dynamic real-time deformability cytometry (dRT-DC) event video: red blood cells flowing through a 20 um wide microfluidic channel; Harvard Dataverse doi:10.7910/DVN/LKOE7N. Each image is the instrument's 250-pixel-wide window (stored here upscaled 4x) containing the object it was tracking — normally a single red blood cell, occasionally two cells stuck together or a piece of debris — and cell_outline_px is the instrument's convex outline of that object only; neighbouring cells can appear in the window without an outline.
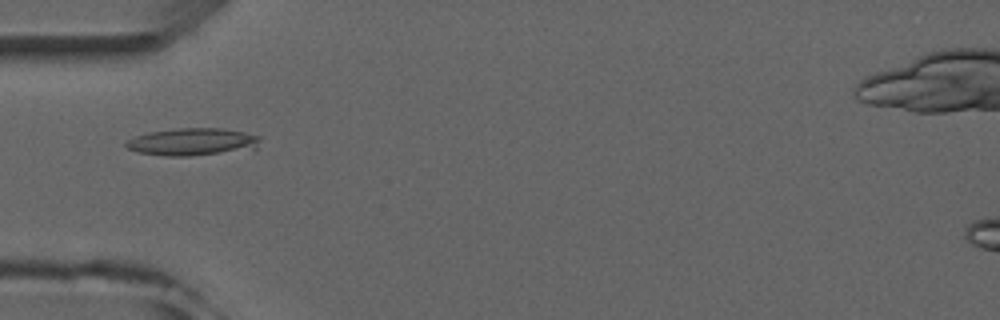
{"species": "common noctule bat (a hibernating species)", "species_latin": "Nyctalus noctula", "temperature_condition": "room temperature", "stored_images_in_passage": 5, "camera_frame_rate_fps": 3000, "um_per_image_px": 0.085, "animal": {"sex": "male", "forearm_length_mm": 52.5}, "frame": {"image": 1, "passage_image": 4, "time_ms": 4.667, "image_size_px": [1000, 320], "cell_outline_px": [[260, 140], [256, 148], [188, 156], [164, 156], [140, 152], [128, 148], [124, 144], [128, 140], [136, 136], [148, 132], [176, 128], [220, 128], [244, 132], [260, 136]], "centroid_in_image_um": [16.34, 12.04], "position_along_channel_um": 68.7, "area_um2": 21.1}}
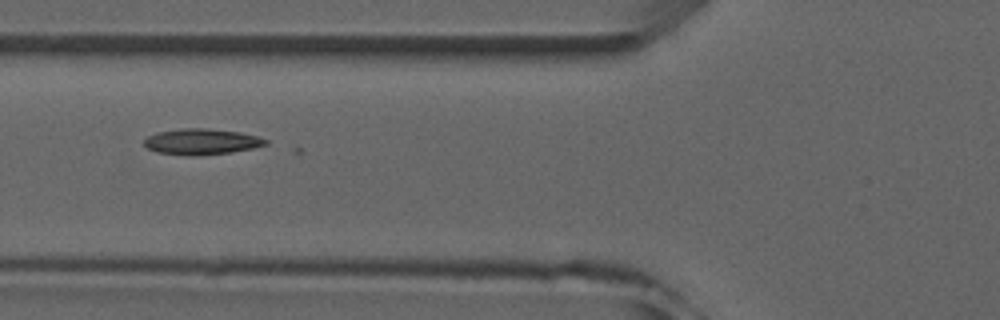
{"frame": {"image": 2, "passage_image": 5, "time_ms": 5.667, "image_size_px": [1000, 320], "cell_outline_px": [[268, 144], [252, 148], [232, 152], [156, 152], [148, 148], [144, 144], [144, 140], [148, 136], [156, 132], [184, 128], [204, 128], [240, 132], [256, 136], [268, 140]], "centroid_in_image_um": [17.16, 11.98], "position_along_channel_um": 108.6, "area_um2": 17.11}}